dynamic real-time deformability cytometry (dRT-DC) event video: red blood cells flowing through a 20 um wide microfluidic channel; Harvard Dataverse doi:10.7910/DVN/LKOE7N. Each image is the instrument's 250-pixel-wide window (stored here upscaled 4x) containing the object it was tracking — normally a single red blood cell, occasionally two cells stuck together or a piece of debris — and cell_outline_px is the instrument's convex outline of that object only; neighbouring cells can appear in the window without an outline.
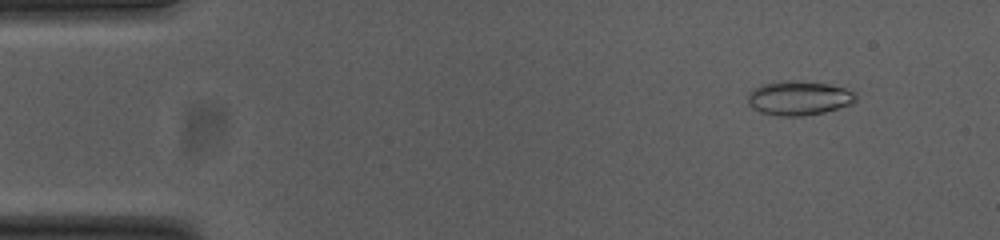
{"species": "common noctule bat (a hibernating species)", "species_latin": "Nyctalus noctula", "temperature_condition": "cold", "stored_images_in_passage": 54, "camera_frame_rate_fps": 3000, "um_per_image_px": 0.085, "animal": {"sex": "female", "body_mass_g": 23.0, "forearm_length_mm": 53.4}, "frame": {"image": 1, "passage_image": 5, "time_ms": 1.333, "image_size_px": [1000, 240], "cell_outline_px": [[856, 100], [852, 104], [824, 112], [804, 116], [780, 116], [760, 112], [752, 108], [748, 104], [748, 92], [752, 88], [760, 84], [780, 80], [800, 80], [828, 84], [844, 88], [856, 92]], "centroid_in_image_um": [67.87, 8.32], "position_along_channel_um": 17.1, "area_um2": 21.96}}
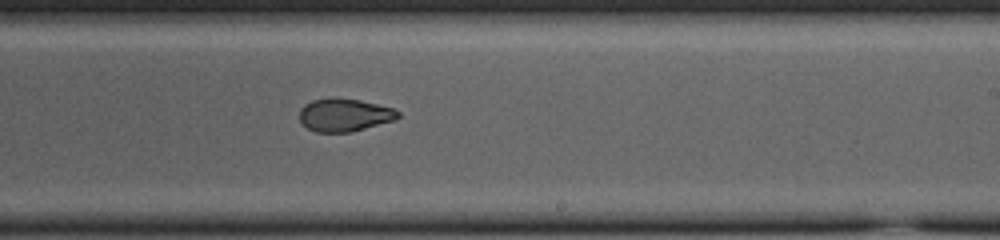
{"frame": {"image": 2, "passage_image": 32, "time_ms": 10.333, "image_size_px": [1000, 240], "cell_outline_px": [[400, 116], [396, 120], [352, 132], [316, 132], [308, 128], [300, 120], [300, 108], [304, 104], [312, 100], [332, 96], [360, 100], [392, 108], [400, 112]], "centroid_in_image_um": [29.28, 9.76], "position_along_channel_um": 259.7, "area_um2": 19.13}}
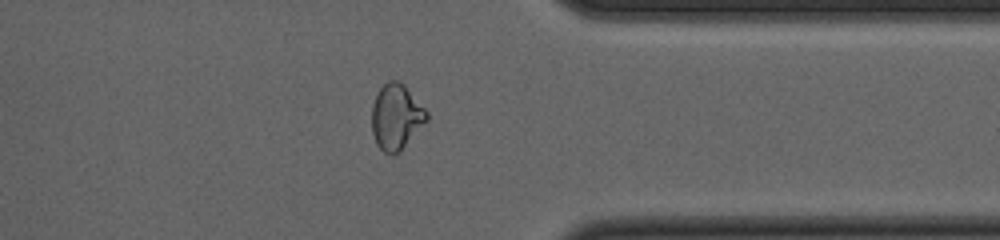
{"frame": {"image": 3, "passage_image": 42, "time_ms": 13.667, "image_size_px": [1000, 240], "cell_outline_px": [[428, 120], [400, 152], [392, 156], [384, 152], [376, 144], [372, 132], [372, 104], [380, 88], [388, 80], [396, 80], [404, 84], [428, 112]], "centroid_in_image_um": [33.68, 9.95], "position_along_channel_um": 377.7, "area_um2": 21.1}, "authors_computed_cell_mechanics": {"area_um2": 20.6635, "velocity_mm_per_s": 3.7671, "shape_relaxation_time_tau1_ms": null, "shape_relaxation_time_tau2_ms": 2.4501, "deformation_change_tau1": null, "deformation_change_tau2": 0.0681}}